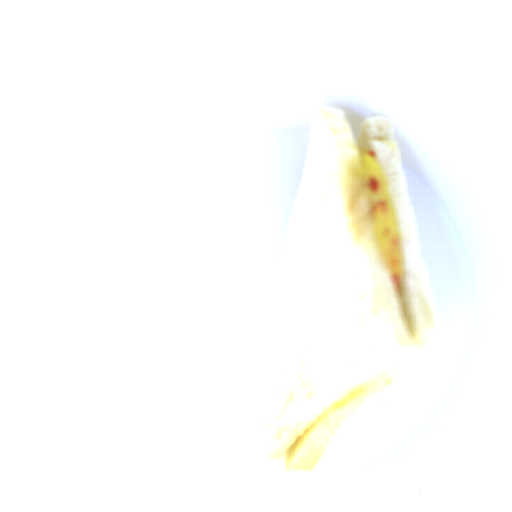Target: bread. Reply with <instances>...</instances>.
Wrapping results in <instances>:
<instances>
[{"label":"bread","mask_w":512,"mask_h":512,"mask_svg":"<svg viewBox=\"0 0 512 512\" xmlns=\"http://www.w3.org/2000/svg\"><path fill=\"white\" fill-rule=\"evenodd\" d=\"M365 154L391 190L400 294L377 247ZM437 321L394 123L369 117L356 134L346 111L316 108L291 210L258 461L311 475L403 375Z\"/></svg>","instance_id":"bread-1"}]
</instances>
